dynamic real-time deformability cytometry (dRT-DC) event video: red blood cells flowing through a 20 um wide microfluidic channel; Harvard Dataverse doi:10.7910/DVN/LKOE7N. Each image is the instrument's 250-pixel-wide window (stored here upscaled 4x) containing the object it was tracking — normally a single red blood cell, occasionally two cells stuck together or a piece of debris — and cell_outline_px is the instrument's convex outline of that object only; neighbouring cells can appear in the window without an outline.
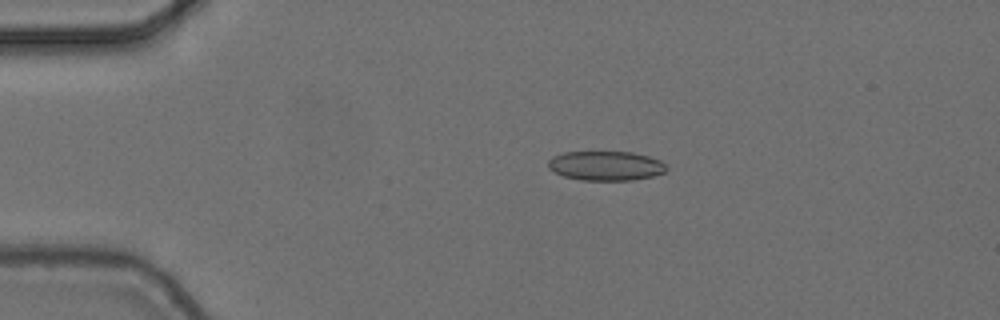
{"species": "common noctule bat (a hibernating species)", "species_latin": "Nyctalus noctula", "temperature_condition": "cold", "stored_images_in_passage": 6, "camera_frame_rate_fps": 3000, "um_per_image_px": 0.085, "animal": {"sex": "female", "body_mass_g": 24.6, "forearm_length_mm": 56.2}, "frame": {"image": 1, "passage_image": 4, "time_ms": 1.0, "image_size_px": [1000, 320], "cell_outline_px": [[668, 168], [664, 172], [652, 176], [632, 180], [580, 180], [564, 176], [548, 168], [548, 160], [552, 156], [564, 152], [632, 152], [648, 156], [660, 160]], "centroid_in_image_um": [51.48, 14.09], "position_along_channel_um": 33.5, "area_um2": 20.23}}
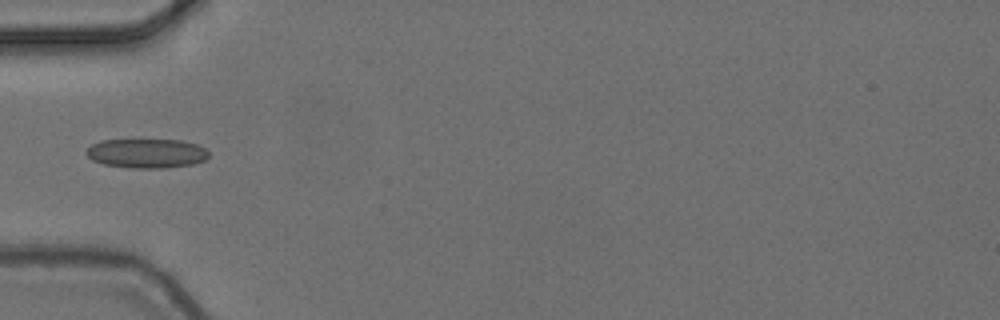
{"frame": {"image": 2, "passage_image": 6, "time_ms": 1.667, "image_size_px": [1000, 320], "cell_outline_px": [[208, 156], [204, 160], [192, 164], [164, 168], [132, 168], [104, 164], [92, 160], [84, 152], [92, 144], [100, 140], [180, 140], [196, 144], [204, 148], [208, 152]], "centroid_in_image_um": [12.43, 13.03], "position_along_channel_um": 72.6, "area_um2": 20.81}}